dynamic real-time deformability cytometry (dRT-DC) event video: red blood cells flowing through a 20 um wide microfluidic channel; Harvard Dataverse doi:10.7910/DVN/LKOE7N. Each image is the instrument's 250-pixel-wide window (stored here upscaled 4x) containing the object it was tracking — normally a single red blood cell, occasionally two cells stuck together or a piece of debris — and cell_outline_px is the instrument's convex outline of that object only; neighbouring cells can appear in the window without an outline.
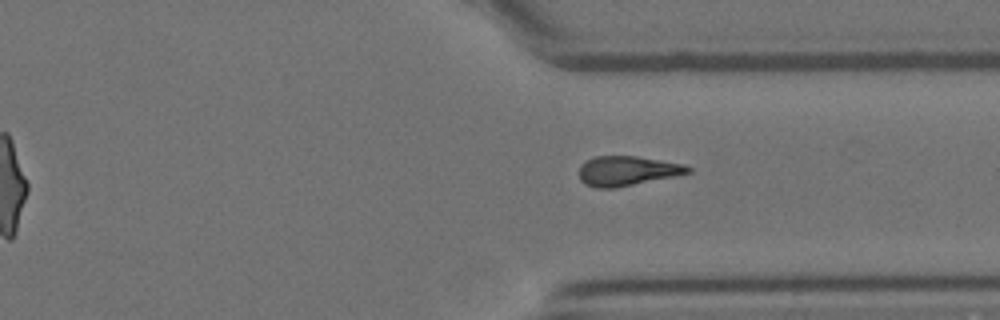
{"species": "Egyptian fruit bat (a non-hibernating species)", "species_latin": "Rousettus aegyptiacus", "temperature_condition": "room temperature", "stored_images_in_passage": 14, "segment_of_instrument_passage": [2, 2], "camera_frame_rate_fps": 3000, "um_per_image_px": 0.085, "animal": {"sex": "female"}, "frame": {"image": 1, "passage_image": 14, "time_ms": 16.667, "image_size_px": [1000, 320], "cell_outline_px": [[692, 172], [616, 188], [596, 188], [584, 184], [580, 180], [580, 164], [584, 160], [596, 156], [636, 156], [684, 164], [692, 168]], "centroid_in_image_um": [53.28, 14.52], "position_along_channel_um": 358.1, "area_um2": 18.84}}